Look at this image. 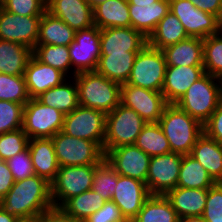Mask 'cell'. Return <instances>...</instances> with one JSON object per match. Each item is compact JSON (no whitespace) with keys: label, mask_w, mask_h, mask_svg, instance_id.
<instances>
[{"label":"cell","mask_w":222,"mask_h":222,"mask_svg":"<svg viewBox=\"0 0 222 222\" xmlns=\"http://www.w3.org/2000/svg\"><path fill=\"white\" fill-rule=\"evenodd\" d=\"M41 222H77L59 207H52L39 215Z\"/></svg>","instance_id":"49"},{"label":"cell","mask_w":222,"mask_h":222,"mask_svg":"<svg viewBox=\"0 0 222 222\" xmlns=\"http://www.w3.org/2000/svg\"><path fill=\"white\" fill-rule=\"evenodd\" d=\"M105 202L101 195L91 189L68 199L60 208L77 222H84Z\"/></svg>","instance_id":"35"},{"label":"cell","mask_w":222,"mask_h":222,"mask_svg":"<svg viewBox=\"0 0 222 222\" xmlns=\"http://www.w3.org/2000/svg\"><path fill=\"white\" fill-rule=\"evenodd\" d=\"M0 207L17 218L38 217L53 207L51 183L36 174L16 181L0 199Z\"/></svg>","instance_id":"1"},{"label":"cell","mask_w":222,"mask_h":222,"mask_svg":"<svg viewBox=\"0 0 222 222\" xmlns=\"http://www.w3.org/2000/svg\"><path fill=\"white\" fill-rule=\"evenodd\" d=\"M30 99L24 76L0 73V100L25 105Z\"/></svg>","instance_id":"40"},{"label":"cell","mask_w":222,"mask_h":222,"mask_svg":"<svg viewBox=\"0 0 222 222\" xmlns=\"http://www.w3.org/2000/svg\"><path fill=\"white\" fill-rule=\"evenodd\" d=\"M65 114L31 98L24 106L22 129L29 137L52 138L62 131Z\"/></svg>","instance_id":"9"},{"label":"cell","mask_w":222,"mask_h":222,"mask_svg":"<svg viewBox=\"0 0 222 222\" xmlns=\"http://www.w3.org/2000/svg\"><path fill=\"white\" fill-rule=\"evenodd\" d=\"M72 76L82 72L95 71L101 55L100 29L90 28L75 32L74 41L68 46ZM73 66V67H72Z\"/></svg>","instance_id":"11"},{"label":"cell","mask_w":222,"mask_h":222,"mask_svg":"<svg viewBox=\"0 0 222 222\" xmlns=\"http://www.w3.org/2000/svg\"><path fill=\"white\" fill-rule=\"evenodd\" d=\"M6 162L15 182L24 180L35 174L28 147L24 151L8 159Z\"/></svg>","instance_id":"45"},{"label":"cell","mask_w":222,"mask_h":222,"mask_svg":"<svg viewBox=\"0 0 222 222\" xmlns=\"http://www.w3.org/2000/svg\"><path fill=\"white\" fill-rule=\"evenodd\" d=\"M149 196L146 183L118 174L117 186L111 201L118 206L127 221H132Z\"/></svg>","instance_id":"17"},{"label":"cell","mask_w":222,"mask_h":222,"mask_svg":"<svg viewBox=\"0 0 222 222\" xmlns=\"http://www.w3.org/2000/svg\"><path fill=\"white\" fill-rule=\"evenodd\" d=\"M134 145L150 157L171 152L169 142L158 123H146Z\"/></svg>","instance_id":"36"},{"label":"cell","mask_w":222,"mask_h":222,"mask_svg":"<svg viewBox=\"0 0 222 222\" xmlns=\"http://www.w3.org/2000/svg\"><path fill=\"white\" fill-rule=\"evenodd\" d=\"M93 23L99 29L131 27L127 0H107L93 9Z\"/></svg>","instance_id":"28"},{"label":"cell","mask_w":222,"mask_h":222,"mask_svg":"<svg viewBox=\"0 0 222 222\" xmlns=\"http://www.w3.org/2000/svg\"><path fill=\"white\" fill-rule=\"evenodd\" d=\"M46 11L75 32L94 25L93 9L87 0H47Z\"/></svg>","instance_id":"18"},{"label":"cell","mask_w":222,"mask_h":222,"mask_svg":"<svg viewBox=\"0 0 222 222\" xmlns=\"http://www.w3.org/2000/svg\"><path fill=\"white\" fill-rule=\"evenodd\" d=\"M29 137L24 130L18 129L0 134V160L7 161L28 147Z\"/></svg>","instance_id":"42"},{"label":"cell","mask_w":222,"mask_h":222,"mask_svg":"<svg viewBox=\"0 0 222 222\" xmlns=\"http://www.w3.org/2000/svg\"><path fill=\"white\" fill-rule=\"evenodd\" d=\"M178 222H205L202 216H188L179 218Z\"/></svg>","instance_id":"52"},{"label":"cell","mask_w":222,"mask_h":222,"mask_svg":"<svg viewBox=\"0 0 222 222\" xmlns=\"http://www.w3.org/2000/svg\"><path fill=\"white\" fill-rule=\"evenodd\" d=\"M219 182L222 179V145L203 133L193 146L191 154Z\"/></svg>","instance_id":"26"},{"label":"cell","mask_w":222,"mask_h":222,"mask_svg":"<svg viewBox=\"0 0 222 222\" xmlns=\"http://www.w3.org/2000/svg\"><path fill=\"white\" fill-rule=\"evenodd\" d=\"M171 152L182 155L191 154L193 146L204 133L203 124L179 109L175 104H168L159 119Z\"/></svg>","instance_id":"2"},{"label":"cell","mask_w":222,"mask_h":222,"mask_svg":"<svg viewBox=\"0 0 222 222\" xmlns=\"http://www.w3.org/2000/svg\"><path fill=\"white\" fill-rule=\"evenodd\" d=\"M168 12H170L169 0H158L152 4L129 5L131 27L148 38Z\"/></svg>","instance_id":"23"},{"label":"cell","mask_w":222,"mask_h":222,"mask_svg":"<svg viewBox=\"0 0 222 222\" xmlns=\"http://www.w3.org/2000/svg\"><path fill=\"white\" fill-rule=\"evenodd\" d=\"M182 154L170 152L152 156L146 186L150 195H166L177 186Z\"/></svg>","instance_id":"13"},{"label":"cell","mask_w":222,"mask_h":222,"mask_svg":"<svg viewBox=\"0 0 222 222\" xmlns=\"http://www.w3.org/2000/svg\"><path fill=\"white\" fill-rule=\"evenodd\" d=\"M89 2V5L94 9L97 5L104 3L107 0H87Z\"/></svg>","instance_id":"55"},{"label":"cell","mask_w":222,"mask_h":222,"mask_svg":"<svg viewBox=\"0 0 222 222\" xmlns=\"http://www.w3.org/2000/svg\"><path fill=\"white\" fill-rule=\"evenodd\" d=\"M51 139L60 167L98 165L105 159L103 148L97 142L72 137L63 131Z\"/></svg>","instance_id":"6"},{"label":"cell","mask_w":222,"mask_h":222,"mask_svg":"<svg viewBox=\"0 0 222 222\" xmlns=\"http://www.w3.org/2000/svg\"><path fill=\"white\" fill-rule=\"evenodd\" d=\"M68 78L62 84L40 94L36 99L42 104L58 109L67 115L79 106L78 89L74 77Z\"/></svg>","instance_id":"30"},{"label":"cell","mask_w":222,"mask_h":222,"mask_svg":"<svg viewBox=\"0 0 222 222\" xmlns=\"http://www.w3.org/2000/svg\"><path fill=\"white\" fill-rule=\"evenodd\" d=\"M121 210L113 201H106L84 222H126Z\"/></svg>","instance_id":"46"},{"label":"cell","mask_w":222,"mask_h":222,"mask_svg":"<svg viewBox=\"0 0 222 222\" xmlns=\"http://www.w3.org/2000/svg\"><path fill=\"white\" fill-rule=\"evenodd\" d=\"M15 180L8 168L7 162L0 160V199L13 187Z\"/></svg>","instance_id":"48"},{"label":"cell","mask_w":222,"mask_h":222,"mask_svg":"<svg viewBox=\"0 0 222 222\" xmlns=\"http://www.w3.org/2000/svg\"><path fill=\"white\" fill-rule=\"evenodd\" d=\"M222 103V79L205 73L175 105L204 124Z\"/></svg>","instance_id":"4"},{"label":"cell","mask_w":222,"mask_h":222,"mask_svg":"<svg viewBox=\"0 0 222 222\" xmlns=\"http://www.w3.org/2000/svg\"><path fill=\"white\" fill-rule=\"evenodd\" d=\"M32 49L16 42L0 40V73L24 76Z\"/></svg>","instance_id":"32"},{"label":"cell","mask_w":222,"mask_h":222,"mask_svg":"<svg viewBox=\"0 0 222 222\" xmlns=\"http://www.w3.org/2000/svg\"><path fill=\"white\" fill-rule=\"evenodd\" d=\"M17 222H41L39 216L38 217H27V218H18Z\"/></svg>","instance_id":"54"},{"label":"cell","mask_w":222,"mask_h":222,"mask_svg":"<svg viewBox=\"0 0 222 222\" xmlns=\"http://www.w3.org/2000/svg\"><path fill=\"white\" fill-rule=\"evenodd\" d=\"M17 217L9 215L0 207V222H17Z\"/></svg>","instance_id":"51"},{"label":"cell","mask_w":222,"mask_h":222,"mask_svg":"<svg viewBox=\"0 0 222 222\" xmlns=\"http://www.w3.org/2000/svg\"><path fill=\"white\" fill-rule=\"evenodd\" d=\"M219 33L222 36V20L220 21V24H219Z\"/></svg>","instance_id":"56"},{"label":"cell","mask_w":222,"mask_h":222,"mask_svg":"<svg viewBox=\"0 0 222 222\" xmlns=\"http://www.w3.org/2000/svg\"><path fill=\"white\" fill-rule=\"evenodd\" d=\"M41 16H19L0 6V40L16 42L34 49Z\"/></svg>","instance_id":"15"},{"label":"cell","mask_w":222,"mask_h":222,"mask_svg":"<svg viewBox=\"0 0 222 222\" xmlns=\"http://www.w3.org/2000/svg\"><path fill=\"white\" fill-rule=\"evenodd\" d=\"M32 54L41 62L52 66L70 77L71 60L68 46L36 45ZM69 73V75H67Z\"/></svg>","instance_id":"37"},{"label":"cell","mask_w":222,"mask_h":222,"mask_svg":"<svg viewBox=\"0 0 222 222\" xmlns=\"http://www.w3.org/2000/svg\"><path fill=\"white\" fill-rule=\"evenodd\" d=\"M202 11L214 14L222 20V0H189Z\"/></svg>","instance_id":"50"},{"label":"cell","mask_w":222,"mask_h":222,"mask_svg":"<svg viewBox=\"0 0 222 222\" xmlns=\"http://www.w3.org/2000/svg\"><path fill=\"white\" fill-rule=\"evenodd\" d=\"M170 12L182 23L189 37L204 39L219 33L220 19L202 11L189 0H169Z\"/></svg>","instance_id":"12"},{"label":"cell","mask_w":222,"mask_h":222,"mask_svg":"<svg viewBox=\"0 0 222 222\" xmlns=\"http://www.w3.org/2000/svg\"><path fill=\"white\" fill-rule=\"evenodd\" d=\"M203 67L205 73L222 79V36L220 33L203 39Z\"/></svg>","instance_id":"38"},{"label":"cell","mask_w":222,"mask_h":222,"mask_svg":"<svg viewBox=\"0 0 222 222\" xmlns=\"http://www.w3.org/2000/svg\"><path fill=\"white\" fill-rule=\"evenodd\" d=\"M120 103L136 111L147 123H158L168 105L162 92L121 84Z\"/></svg>","instance_id":"14"},{"label":"cell","mask_w":222,"mask_h":222,"mask_svg":"<svg viewBox=\"0 0 222 222\" xmlns=\"http://www.w3.org/2000/svg\"><path fill=\"white\" fill-rule=\"evenodd\" d=\"M24 77L30 98H36L68 79L64 73L39 61L33 54L27 63Z\"/></svg>","instance_id":"20"},{"label":"cell","mask_w":222,"mask_h":222,"mask_svg":"<svg viewBox=\"0 0 222 222\" xmlns=\"http://www.w3.org/2000/svg\"><path fill=\"white\" fill-rule=\"evenodd\" d=\"M129 5H137V4H152L157 2L158 0H127Z\"/></svg>","instance_id":"53"},{"label":"cell","mask_w":222,"mask_h":222,"mask_svg":"<svg viewBox=\"0 0 222 222\" xmlns=\"http://www.w3.org/2000/svg\"><path fill=\"white\" fill-rule=\"evenodd\" d=\"M105 159L122 176L146 183L151 157L135 145H123L110 149Z\"/></svg>","instance_id":"16"},{"label":"cell","mask_w":222,"mask_h":222,"mask_svg":"<svg viewBox=\"0 0 222 222\" xmlns=\"http://www.w3.org/2000/svg\"><path fill=\"white\" fill-rule=\"evenodd\" d=\"M137 53H101L95 71L119 84L128 81Z\"/></svg>","instance_id":"27"},{"label":"cell","mask_w":222,"mask_h":222,"mask_svg":"<svg viewBox=\"0 0 222 222\" xmlns=\"http://www.w3.org/2000/svg\"><path fill=\"white\" fill-rule=\"evenodd\" d=\"M133 222H178L179 217L165 195H150Z\"/></svg>","instance_id":"34"},{"label":"cell","mask_w":222,"mask_h":222,"mask_svg":"<svg viewBox=\"0 0 222 222\" xmlns=\"http://www.w3.org/2000/svg\"><path fill=\"white\" fill-rule=\"evenodd\" d=\"M97 165L59 167L51 183L53 207H61L68 199L91 190Z\"/></svg>","instance_id":"8"},{"label":"cell","mask_w":222,"mask_h":222,"mask_svg":"<svg viewBox=\"0 0 222 222\" xmlns=\"http://www.w3.org/2000/svg\"><path fill=\"white\" fill-rule=\"evenodd\" d=\"M75 31L63 20L45 12L39 22L37 45L69 46L74 41Z\"/></svg>","instance_id":"29"},{"label":"cell","mask_w":222,"mask_h":222,"mask_svg":"<svg viewBox=\"0 0 222 222\" xmlns=\"http://www.w3.org/2000/svg\"><path fill=\"white\" fill-rule=\"evenodd\" d=\"M204 133L222 145V103L203 124Z\"/></svg>","instance_id":"47"},{"label":"cell","mask_w":222,"mask_h":222,"mask_svg":"<svg viewBox=\"0 0 222 222\" xmlns=\"http://www.w3.org/2000/svg\"><path fill=\"white\" fill-rule=\"evenodd\" d=\"M106 113L79 105L65 115L63 129L65 134L97 142L104 147Z\"/></svg>","instance_id":"10"},{"label":"cell","mask_w":222,"mask_h":222,"mask_svg":"<svg viewBox=\"0 0 222 222\" xmlns=\"http://www.w3.org/2000/svg\"><path fill=\"white\" fill-rule=\"evenodd\" d=\"M147 38L132 27H110L100 29L101 53H138Z\"/></svg>","instance_id":"19"},{"label":"cell","mask_w":222,"mask_h":222,"mask_svg":"<svg viewBox=\"0 0 222 222\" xmlns=\"http://www.w3.org/2000/svg\"><path fill=\"white\" fill-rule=\"evenodd\" d=\"M118 173L104 159L96 166L92 190L102 196L105 201H111L117 186Z\"/></svg>","instance_id":"39"},{"label":"cell","mask_w":222,"mask_h":222,"mask_svg":"<svg viewBox=\"0 0 222 222\" xmlns=\"http://www.w3.org/2000/svg\"><path fill=\"white\" fill-rule=\"evenodd\" d=\"M204 74L203 66H166L162 88L165 101L168 104H175Z\"/></svg>","instance_id":"21"},{"label":"cell","mask_w":222,"mask_h":222,"mask_svg":"<svg viewBox=\"0 0 222 222\" xmlns=\"http://www.w3.org/2000/svg\"><path fill=\"white\" fill-rule=\"evenodd\" d=\"M188 37L182 23L174 14L168 12L147 38V44L153 48L162 50Z\"/></svg>","instance_id":"31"},{"label":"cell","mask_w":222,"mask_h":222,"mask_svg":"<svg viewBox=\"0 0 222 222\" xmlns=\"http://www.w3.org/2000/svg\"><path fill=\"white\" fill-rule=\"evenodd\" d=\"M146 123L136 111L120 103L106 115L104 153L123 145H134Z\"/></svg>","instance_id":"5"},{"label":"cell","mask_w":222,"mask_h":222,"mask_svg":"<svg viewBox=\"0 0 222 222\" xmlns=\"http://www.w3.org/2000/svg\"><path fill=\"white\" fill-rule=\"evenodd\" d=\"M220 185H221V187H222V179L218 182Z\"/></svg>","instance_id":"57"},{"label":"cell","mask_w":222,"mask_h":222,"mask_svg":"<svg viewBox=\"0 0 222 222\" xmlns=\"http://www.w3.org/2000/svg\"><path fill=\"white\" fill-rule=\"evenodd\" d=\"M202 217L205 222H222V187L218 182L207 189V200Z\"/></svg>","instance_id":"44"},{"label":"cell","mask_w":222,"mask_h":222,"mask_svg":"<svg viewBox=\"0 0 222 222\" xmlns=\"http://www.w3.org/2000/svg\"><path fill=\"white\" fill-rule=\"evenodd\" d=\"M166 66L163 51L147 44L137 53L126 84L162 92Z\"/></svg>","instance_id":"7"},{"label":"cell","mask_w":222,"mask_h":222,"mask_svg":"<svg viewBox=\"0 0 222 222\" xmlns=\"http://www.w3.org/2000/svg\"><path fill=\"white\" fill-rule=\"evenodd\" d=\"M216 182L206 169L190 154L182 156L181 168L176 187L208 189Z\"/></svg>","instance_id":"33"},{"label":"cell","mask_w":222,"mask_h":222,"mask_svg":"<svg viewBox=\"0 0 222 222\" xmlns=\"http://www.w3.org/2000/svg\"><path fill=\"white\" fill-rule=\"evenodd\" d=\"M74 79L79 105L107 114L120 104L121 84L96 71L76 74Z\"/></svg>","instance_id":"3"},{"label":"cell","mask_w":222,"mask_h":222,"mask_svg":"<svg viewBox=\"0 0 222 222\" xmlns=\"http://www.w3.org/2000/svg\"><path fill=\"white\" fill-rule=\"evenodd\" d=\"M179 218L202 216L207 200V189L176 187L165 195Z\"/></svg>","instance_id":"25"},{"label":"cell","mask_w":222,"mask_h":222,"mask_svg":"<svg viewBox=\"0 0 222 222\" xmlns=\"http://www.w3.org/2000/svg\"><path fill=\"white\" fill-rule=\"evenodd\" d=\"M24 104L0 100V134L22 128Z\"/></svg>","instance_id":"41"},{"label":"cell","mask_w":222,"mask_h":222,"mask_svg":"<svg viewBox=\"0 0 222 222\" xmlns=\"http://www.w3.org/2000/svg\"><path fill=\"white\" fill-rule=\"evenodd\" d=\"M167 66H203V39L188 37L162 49Z\"/></svg>","instance_id":"24"},{"label":"cell","mask_w":222,"mask_h":222,"mask_svg":"<svg viewBox=\"0 0 222 222\" xmlns=\"http://www.w3.org/2000/svg\"><path fill=\"white\" fill-rule=\"evenodd\" d=\"M0 6L19 16H42L46 12L47 0H4Z\"/></svg>","instance_id":"43"},{"label":"cell","mask_w":222,"mask_h":222,"mask_svg":"<svg viewBox=\"0 0 222 222\" xmlns=\"http://www.w3.org/2000/svg\"><path fill=\"white\" fill-rule=\"evenodd\" d=\"M28 149L35 174L52 183L59 170L54 145L51 138L29 139Z\"/></svg>","instance_id":"22"}]
</instances>
